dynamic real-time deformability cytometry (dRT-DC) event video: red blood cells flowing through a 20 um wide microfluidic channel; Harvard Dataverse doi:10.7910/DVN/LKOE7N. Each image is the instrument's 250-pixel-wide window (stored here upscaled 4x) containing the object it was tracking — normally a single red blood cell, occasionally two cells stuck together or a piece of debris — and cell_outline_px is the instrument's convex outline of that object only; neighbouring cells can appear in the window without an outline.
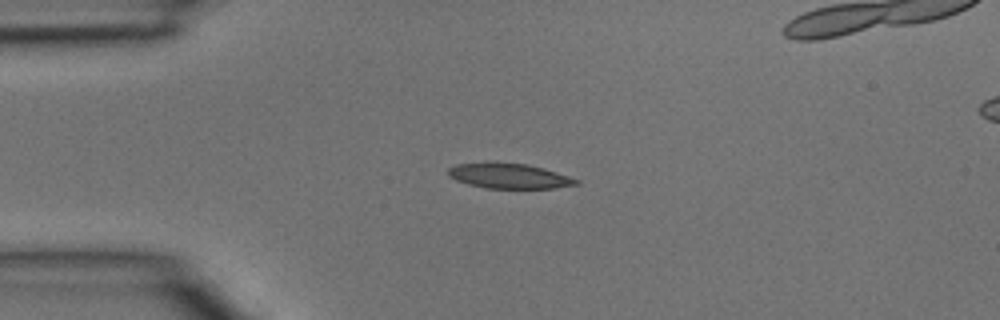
{"species": "common noctule bat (a hibernating species)", "species_latin": "Nyctalus noctula", "temperature_condition": "room temperature", "stored_images_in_passage": 3, "camera_frame_rate_fps": 3000, "um_per_image_px": 0.085, "animal": {"sex": "male", "body_mass_g": 15.6}, "frame": {"image": 1, "passage_image": 2, "time_ms": 0.333, "image_size_px": [1000, 320], "cell_outline_px": [[580, 184], [552, 188], [484, 188], [468, 184], [456, 180], [448, 176], [448, 168], [456, 164], [488, 160], [528, 164], [544, 168], [580, 180]], "centroid_in_image_um": [43.22, 14.92], "position_along_channel_um": 41.8, "area_um2": 19.25}}